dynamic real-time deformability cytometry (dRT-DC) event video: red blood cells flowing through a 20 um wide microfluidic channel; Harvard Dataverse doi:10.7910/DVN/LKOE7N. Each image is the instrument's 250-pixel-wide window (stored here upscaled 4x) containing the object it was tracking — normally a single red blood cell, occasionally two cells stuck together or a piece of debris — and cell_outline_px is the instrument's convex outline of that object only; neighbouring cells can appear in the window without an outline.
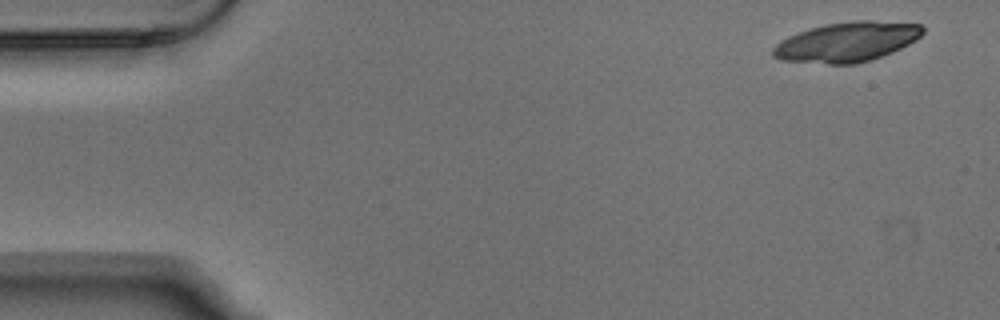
{"species": "Egyptian fruit bat (a non-hibernating species)", "species_latin": "Rousettus aegyptiacus", "temperature_condition": "warm", "stored_images_in_passage": 4, "camera_frame_rate_fps": 3000, "um_per_image_px": 0.085, "animal": {"sex": "male"}, "frame": {"image": 1, "passage_image": 1, "time_ms": 0.0, "image_size_px": [1000, 320], "cell_outline_px": [[924, 32], [916, 40], [892, 52], [872, 60], [856, 64], [828, 64], [780, 60], [772, 56], [772, 48], [780, 40], [788, 36], [812, 28], [828, 24], [852, 20], [872, 20], [920, 24], [924, 28]], "centroid_in_image_um": [71.99, 3.57], "position_along_channel_um": 13.0, "area_um2": 34.74}}